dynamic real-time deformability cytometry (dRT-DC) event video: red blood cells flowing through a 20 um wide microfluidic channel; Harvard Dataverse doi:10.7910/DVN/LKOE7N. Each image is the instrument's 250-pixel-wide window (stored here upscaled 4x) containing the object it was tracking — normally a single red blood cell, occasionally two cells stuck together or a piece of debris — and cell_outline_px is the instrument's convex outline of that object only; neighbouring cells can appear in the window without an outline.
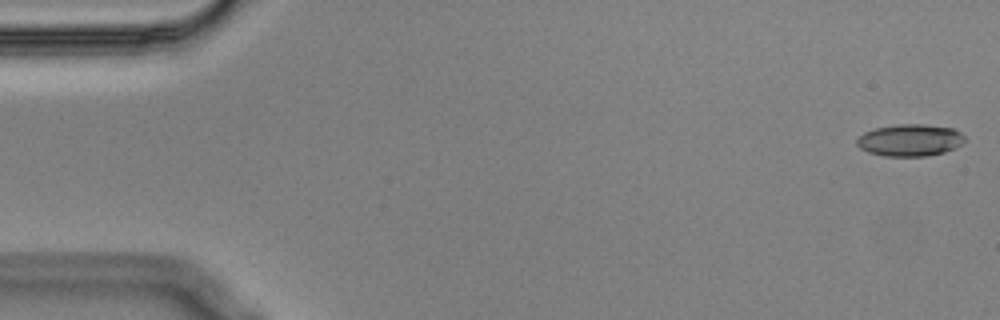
{"species": "Egyptian fruit bat (a non-hibernating species)", "species_latin": "Rousettus aegyptiacus", "temperature_condition": "cold", "stored_images_in_passage": 55, "camera_frame_rate_fps": 3000, "um_per_image_px": 0.085, "animal": {"sex": "male"}, "frame": {"image": 1, "passage_image": 1, "time_ms": 0.0, "image_size_px": [1000, 320], "cell_outline_px": [[964, 140], [956, 148], [944, 152], [928, 156], [884, 156], [868, 152], [860, 148], [856, 144], [856, 140], [864, 132], [876, 128], [900, 124], [924, 124], [952, 128], [960, 132], [964, 136]], "centroid_in_image_um": [77.34, 11.92], "position_along_channel_um": 7.7, "area_um2": 20.06}}
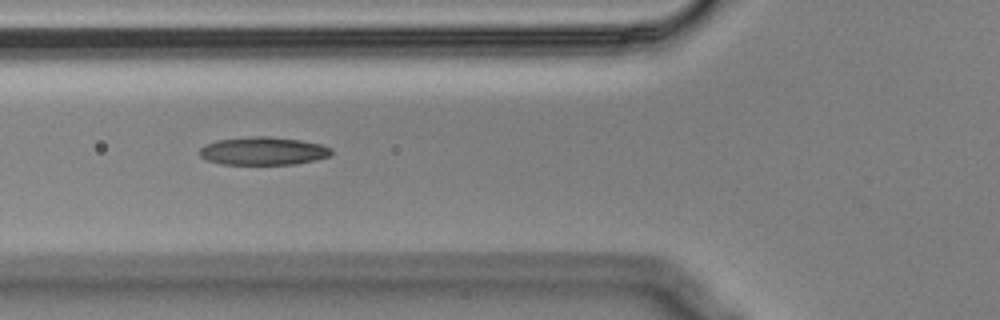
{"frame": {"image": 2, "passage_image": 20, "time_ms": 6.333, "image_size_px": [1000, 320], "cell_outline_px": [[332, 152], [328, 156], [316, 160], [296, 164], [220, 164], [208, 160], [200, 156], [200, 148], [204, 144], [216, 140], [252, 136], [268, 136], [300, 140], [320, 144], [332, 148]], "centroid_in_image_um": [22.36, 12.83], "position_along_channel_um": 103.4, "area_um2": 21.56}}
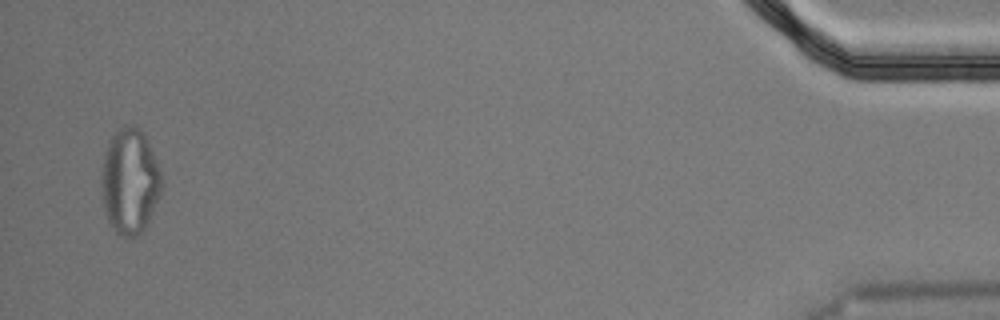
{"frame": {"image": 3, "passage_image": 54, "time_ms": 17.667, "image_size_px": [1000, 320], "cell_outline_px": [[160, 192], [148, 224], [136, 236], [120, 236], [112, 228], [108, 220], [104, 208], [100, 180], [100, 172], [104, 156], [108, 144], [112, 136], [124, 124], [128, 124], [140, 128], [144, 132], [148, 140], [160, 172]], "centroid_in_image_um": [11.01, 15.39], "position_along_channel_um": 424.2, "area_um2": 36.82}, "authors_computed_cell_mechanics": {"area_um2": 21.1548, "velocity_mm_per_s": 3.5853, "shape_relaxation_time_tau1_ms": null, "shape_relaxation_time_tau2_ms": 2.971, "deformation_change_tau1": null, "deformation_change_tau2": 0.111}}